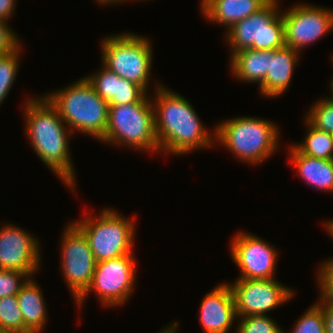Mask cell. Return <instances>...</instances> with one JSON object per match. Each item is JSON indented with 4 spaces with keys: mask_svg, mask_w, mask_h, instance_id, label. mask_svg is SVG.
I'll use <instances>...</instances> for the list:
<instances>
[{
    "mask_svg": "<svg viewBox=\"0 0 333 333\" xmlns=\"http://www.w3.org/2000/svg\"><path fill=\"white\" fill-rule=\"evenodd\" d=\"M153 92L151 101L160 154L181 156L216 145L215 126L210 133L183 95L158 81Z\"/></svg>",
    "mask_w": 333,
    "mask_h": 333,
    "instance_id": "6da1fadb",
    "label": "cell"
},
{
    "mask_svg": "<svg viewBox=\"0 0 333 333\" xmlns=\"http://www.w3.org/2000/svg\"><path fill=\"white\" fill-rule=\"evenodd\" d=\"M24 102V132L31 147L44 165L74 192L76 169L69 145L73 133L44 95L27 97Z\"/></svg>",
    "mask_w": 333,
    "mask_h": 333,
    "instance_id": "7a4b0ae2",
    "label": "cell"
},
{
    "mask_svg": "<svg viewBox=\"0 0 333 333\" xmlns=\"http://www.w3.org/2000/svg\"><path fill=\"white\" fill-rule=\"evenodd\" d=\"M278 125L264 118L242 116L222 120L215 126L216 144L251 166L267 161L280 146ZM218 142V143H217Z\"/></svg>",
    "mask_w": 333,
    "mask_h": 333,
    "instance_id": "3957f363",
    "label": "cell"
},
{
    "mask_svg": "<svg viewBox=\"0 0 333 333\" xmlns=\"http://www.w3.org/2000/svg\"><path fill=\"white\" fill-rule=\"evenodd\" d=\"M56 108L69 130L101 141L108 122L109 104L101 98L85 77L69 86L43 94Z\"/></svg>",
    "mask_w": 333,
    "mask_h": 333,
    "instance_id": "277c9868",
    "label": "cell"
},
{
    "mask_svg": "<svg viewBox=\"0 0 333 333\" xmlns=\"http://www.w3.org/2000/svg\"><path fill=\"white\" fill-rule=\"evenodd\" d=\"M102 144L160 153L150 97L144 102L109 105L107 129Z\"/></svg>",
    "mask_w": 333,
    "mask_h": 333,
    "instance_id": "5b68a950",
    "label": "cell"
},
{
    "mask_svg": "<svg viewBox=\"0 0 333 333\" xmlns=\"http://www.w3.org/2000/svg\"><path fill=\"white\" fill-rule=\"evenodd\" d=\"M87 213L72 222L87 238L96 262L134 255V220L110 207L103 208L98 216L88 210Z\"/></svg>",
    "mask_w": 333,
    "mask_h": 333,
    "instance_id": "8992f818",
    "label": "cell"
},
{
    "mask_svg": "<svg viewBox=\"0 0 333 333\" xmlns=\"http://www.w3.org/2000/svg\"><path fill=\"white\" fill-rule=\"evenodd\" d=\"M151 43L137 33L107 35L100 43L102 65L148 92L154 52Z\"/></svg>",
    "mask_w": 333,
    "mask_h": 333,
    "instance_id": "52a82bcc",
    "label": "cell"
},
{
    "mask_svg": "<svg viewBox=\"0 0 333 333\" xmlns=\"http://www.w3.org/2000/svg\"><path fill=\"white\" fill-rule=\"evenodd\" d=\"M279 1L270 0L258 12L238 21L225 32V42L231 50L229 57L243 49L274 50L285 45Z\"/></svg>",
    "mask_w": 333,
    "mask_h": 333,
    "instance_id": "ba28073f",
    "label": "cell"
},
{
    "mask_svg": "<svg viewBox=\"0 0 333 333\" xmlns=\"http://www.w3.org/2000/svg\"><path fill=\"white\" fill-rule=\"evenodd\" d=\"M136 263L134 255L96 262L90 286L75 302L78 309L84 306L90 292L95 293L103 307H120L128 302L137 281Z\"/></svg>",
    "mask_w": 333,
    "mask_h": 333,
    "instance_id": "9c48e42d",
    "label": "cell"
},
{
    "mask_svg": "<svg viewBox=\"0 0 333 333\" xmlns=\"http://www.w3.org/2000/svg\"><path fill=\"white\" fill-rule=\"evenodd\" d=\"M60 243L61 273L76 302L92 282L96 261L87 238L72 221L64 227Z\"/></svg>",
    "mask_w": 333,
    "mask_h": 333,
    "instance_id": "30bf717a",
    "label": "cell"
},
{
    "mask_svg": "<svg viewBox=\"0 0 333 333\" xmlns=\"http://www.w3.org/2000/svg\"><path fill=\"white\" fill-rule=\"evenodd\" d=\"M313 5L298 2L281 12L285 45L300 53L333 31V10Z\"/></svg>",
    "mask_w": 333,
    "mask_h": 333,
    "instance_id": "8fae6325",
    "label": "cell"
},
{
    "mask_svg": "<svg viewBox=\"0 0 333 333\" xmlns=\"http://www.w3.org/2000/svg\"><path fill=\"white\" fill-rule=\"evenodd\" d=\"M238 317L268 315L290 301L296 291L274 279H236L229 283Z\"/></svg>",
    "mask_w": 333,
    "mask_h": 333,
    "instance_id": "7c38bea8",
    "label": "cell"
},
{
    "mask_svg": "<svg viewBox=\"0 0 333 333\" xmlns=\"http://www.w3.org/2000/svg\"><path fill=\"white\" fill-rule=\"evenodd\" d=\"M245 232L235 233L230 241L231 259L240 271L236 279H274L279 257L277 248L261 236Z\"/></svg>",
    "mask_w": 333,
    "mask_h": 333,
    "instance_id": "4fadbf2b",
    "label": "cell"
},
{
    "mask_svg": "<svg viewBox=\"0 0 333 333\" xmlns=\"http://www.w3.org/2000/svg\"><path fill=\"white\" fill-rule=\"evenodd\" d=\"M1 226L0 269L22 271L34 277L42 267L41 245L36 235L8 222Z\"/></svg>",
    "mask_w": 333,
    "mask_h": 333,
    "instance_id": "5bb4252c",
    "label": "cell"
},
{
    "mask_svg": "<svg viewBox=\"0 0 333 333\" xmlns=\"http://www.w3.org/2000/svg\"><path fill=\"white\" fill-rule=\"evenodd\" d=\"M213 288L201 300L200 325L204 333H229L238 318L232 290L228 282Z\"/></svg>",
    "mask_w": 333,
    "mask_h": 333,
    "instance_id": "9a60e30c",
    "label": "cell"
},
{
    "mask_svg": "<svg viewBox=\"0 0 333 333\" xmlns=\"http://www.w3.org/2000/svg\"><path fill=\"white\" fill-rule=\"evenodd\" d=\"M300 54L299 51L286 45L270 50V70L258 87L262 97L276 98L288 90Z\"/></svg>",
    "mask_w": 333,
    "mask_h": 333,
    "instance_id": "2e32d148",
    "label": "cell"
},
{
    "mask_svg": "<svg viewBox=\"0 0 333 333\" xmlns=\"http://www.w3.org/2000/svg\"><path fill=\"white\" fill-rule=\"evenodd\" d=\"M270 0H201V14L207 21L226 26V31L234 24L258 12Z\"/></svg>",
    "mask_w": 333,
    "mask_h": 333,
    "instance_id": "e0dca14e",
    "label": "cell"
},
{
    "mask_svg": "<svg viewBox=\"0 0 333 333\" xmlns=\"http://www.w3.org/2000/svg\"><path fill=\"white\" fill-rule=\"evenodd\" d=\"M288 150L291 165L306 184L323 192H333V160L306 156L293 145Z\"/></svg>",
    "mask_w": 333,
    "mask_h": 333,
    "instance_id": "ac0fdd59",
    "label": "cell"
},
{
    "mask_svg": "<svg viewBox=\"0 0 333 333\" xmlns=\"http://www.w3.org/2000/svg\"><path fill=\"white\" fill-rule=\"evenodd\" d=\"M228 61L236 80L260 86L270 70V50L243 49L235 52Z\"/></svg>",
    "mask_w": 333,
    "mask_h": 333,
    "instance_id": "d6986e66",
    "label": "cell"
},
{
    "mask_svg": "<svg viewBox=\"0 0 333 333\" xmlns=\"http://www.w3.org/2000/svg\"><path fill=\"white\" fill-rule=\"evenodd\" d=\"M16 296L25 327L31 333H41L48 322V310L38 283L30 277Z\"/></svg>",
    "mask_w": 333,
    "mask_h": 333,
    "instance_id": "ffe728a7",
    "label": "cell"
},
{
    "mask_svg": "<svg viewBox=\"0 0 333 333\" xmlns=\"http://www.w3.org/2000/svg\"><path fill=\"white\" fill-rule=\"evenodd\" d=\"M304 124L305 127L307 126V132H305L303 141L300 144L296 143L292 145L301 154L306 156L333 160L331 134L315 128L306 119L304 120Z\"/></svg>",
    "mask_w": 333,
    "mask_h": 333,
    "instance_id": "44dd1931",
    "label": "cell"
},
{
    "mask_svg": "<svg viewBox=\"0 0 333 333\" xmlns=\"http://www.w3.org/2000/svg\"><path fill=\"white\" fill-rule=\"evenodd\" d=\"M93 86L95 92L109 105H118V89L120 76L108 70L103 65L100 70L84 76Z\"/></svg>",
    "mask_w": 333,
    "mask_h": 333,
    "instance_id": "7402d4cb",
    "label": "cell"
},
{
    "mask_svg": "<svg viewBox=\"0 0 333 333\" xmlns=\"http://www.w3.org/2000/svg\"><path fill=\"white\" fill-rule=\"evenodd\" d=\"M0 333H31L24 325L16 295L0 298Z\"/></svg>",
    "mask_w": 333,
    "mask_h": 333,
    "instance_id": "603a6c76",
    "label": "cell"
},
{
    "mask_svg": "<svg viewBox=\"0 0 333 333\" xmlns=\"http://www.w3.org/2000/svg\"><path fill=\"white\" fill-rule=\"evenodd\" d=\"M23 45L21 44L16 50L0 55V106L10 93L14 85L18 70L20 68V57Z\"/></svg>",
    "mask_w": 333,
    "mask_h": 333,
    "instance_id": "cb8c5ba5",
    "label": "cell"
},
{
    "mask_svg": "<svg viewBox=\"0 0 333 333\" xmlns=\"http://www.w3.org/2000/svg\"><path fill=\"white\" fill-rule=\"evenodd\" d=\"M308 111L304 119L319 130L333 133V99L331 97L315 100Z\"/></svg>",
    "mask_w": 333,
    "mask_h": 333,
    "instance_id": "d4e9b609",
    "label": "cell"
},
{
    "mask_svg": "<svg viewBox=\"0 0 333 333\" xmlns=\"http://www.w3.org/2000/svg\"><path fill=\"white\" fill-rule=\"evenodd\" d=\"M236 333H284L269 315H249L237 318Z\"/></svg>",
    "mask_w": 333,
    "mask_h": 333,
    "instance_id": "484cf974",
    "label": "cell"
},
{
    "mask_svg": "<svg viewBox=\"0 0 333 333\" xmlns=\"http://www.w3.org/2000/svg\"><path fill=\"white\" fill-rule=\"evenodd\" d=\"M291 330L290 333H326L322 307L317 302L312 304L297 319Z\"/></svg>",
    "mask_w": 333,
    "mask_h": 333,
    "instance_id": "4316f807",
    "label": "cell"
},
{
    "mask_svg": "<svg viewBox=\"0 0 333 333\" xmlns=\"http://www.w3.org/2000/svg\"><path fill=\"white\" fill-rule=\"evenodd\" d=\"M30 277L22 271L0 269V298L17 295Z\"/></svg>",
    "mask_w": 333,
    "mask_h": 333,
    "instance_id": "83f0119b",
    "label": "cell"
},
{
    "mask_svg": "<svg viewBox=\"0 0 333 333\" xmlns=\"http://www.w3.org/2000/svg\"><path fill=\"white\" fill-rule=\"evenodd\" d=\"M317 272V288L320 289L319 299L322 302L333 304V257L323 260Z\"/></svg>",
    "mask_w": 333,
    "mask_h": 333,
    "instance_id": "f1b7e54d",
    "label": "cell"
},
{
    "mask_svg": "<svg viewBox=\"0 0 333 333\" xmlns=\"http://www.w3.org/2000/svg\"><path fill=\"white\" fill-rule=\"evenodd\" d=\"M141 86L120 77L118 89V105L144 102L149 98Z\"/></svg>",
    "mask_w": 333,
    "mask_h": 333,
    "instance_id": "f546056e",
    "label": "cell"
},
{
    "mask_svg": "<svg viewBox=\"0 0 333 333\" xmlns=\"http://www.w3.org/2000/svg\"><path fill=\"white\" fill-rule=\"evenodd\" d=\"M16 33L8 25V22L0 20V55L10 53L21 45Z\"/></svg>",
    "mask_w": 333,
    "mask_h": 333,
    "instance_id": "4dcf8cb0",
    "label": "cell"
},
{
    "mask_svg": "<svg viewBox=\"0 0 333 333\" xmlns=\"http://www.w3.org/2000/svg\"><path fill=\"white\" fill-rule=\"evenodd\" d=\"M317 303L323 310L326 333H333V304L322 302L320 299Z\"/></svg>",
    "mask_w": 333,
    "mask_h": 333,
    "instance_id": "1f68e13d",
    "label": "cell"
},
{
    "mask_svg": "<svg viewBox=\"0 0 333 333\" xmlns=\"http://www.w3.org/2000/svg\"><path fill=\"white\" fill-rule=\"evenodd\" d=\"M16 0H0V20L9 21L16 9Z\"/></svg>",
    "mask_w": 333,
    "mask_h": 333,
    "instance_id": "d6a6232c",
    "label": "cell"
},
{
    "mask_svg": "<svg viewBox=\"0 0 333 333\" xmlns=\"http://www.w3.org/2000/svg\"><path fill=\"white\" fill-rule=\"evenodd\" d=\"M179 322L175 320L172 322L170 325L166 326L164 329H162L159 333H177L178 332V327H179Z\"/></svg>",
    "mask_w": 333,
    "mask_h": 333,
    "instance_id": "836d02e7",
    "label": "cell"
},
{
    "mask_svg": "<svg viewBox=\"0 0 333 333\" xmlns=\"http://www.w3.org/2000/svg\"><path fill=\"white\" fill-rule=\"evenodd\" d=\"M323 223L325 231L333 238V219H328Z\"/></svg>",
    "mask_w": 333,
    "mask_h": 333,
    "instance_id": "e575fe53",
    "label": "cell"
},
{
    "mask_svg": "<svg viewBox=\"0 0 333 333\" xmlns=\"http://www.w3.org/2000/svg\"><path fill=\"white\" fill-rule=\"evenodd\" d=\"M94 1H96V3L99 5H108L109 6V4H112V5H116V4H121V2L123 1V0H94Z\"/></svg>",
    "mask_w": 333,
    "mask_h": 333,
    "instance_id": "d590c367",
    "label": "cell"
},
{
    "mask_svg": "<svg viewBox=\"0 0 333 333\" xmlns=\"http://www.w3.org/2000/svg\"><path fill=\"white\" fill-rule=\"evenodd\" d=\"M329 89H330V97L333 99V77L331 78V80H330V84H329Z\"/></svg>",
    "mask_w": 333,
    "mask_h": 333,
    "instance_id": "8d00e7d4",
    "label": "cell"
},
{
    "mask_svg": "<svg viewBox=\"0 0 333 333\" xmlns=\"http://www.w3.org/2000/svg\"><path fill=\"white\" fill-rule=\"evenodd\" d=\"M126 1L128 2L129 0H123L121 3L126 2ZM135 1H137V0H135ZM141 1H148V0H141Z\"/></svg>",
    "mask_w": 333,
    "mask_h": 333,
    "instance_id": "74e56055",
    "label": "cell"
},
{
    "mask_svg": "<svg viewBox=\"0 0 333 333\" xmlns=\"http://www.w3.org/2000/svg\"><path fill=\"white\" fill-rule=\"evenodd\" d=\"M332 147H333V133L331 134Z\"/></svg>",
    "mask_w": 333,
    "mask_h": 333,
    "instance_id": "f35d334b",
    "label": "cell"
}]
</instances>
